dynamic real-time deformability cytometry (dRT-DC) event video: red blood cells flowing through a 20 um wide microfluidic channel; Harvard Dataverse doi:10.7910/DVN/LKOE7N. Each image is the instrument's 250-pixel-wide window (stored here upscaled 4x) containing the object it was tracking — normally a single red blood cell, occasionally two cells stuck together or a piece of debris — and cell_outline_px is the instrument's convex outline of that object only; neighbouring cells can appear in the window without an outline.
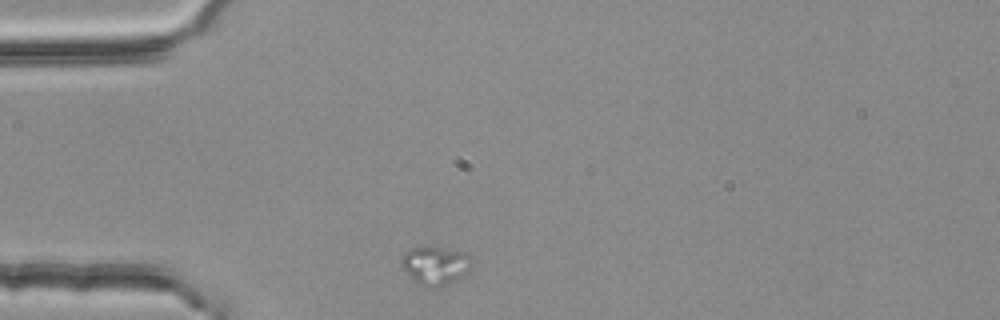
{"species": "common noctule bat (a hibernating species)", "species_latin": "Nyctalus noctula", "temperature_condition": "room temperature", "stored_images_in_passage": 1, "camera_frame_rate_fps": 3000, "um_per_image_px": 0.085, "animal": {"sex": "female", "body_mass_g": 25.1}, "frame": {"image": 1, "passage_image": 1, "time_ms": 0.0, "image_size_px": [1000, 320], "cell_outline_px": [[472, 260], [468, 272], [448, 284], [440, 288], [420, 288], [412, 280], [400, 264], [400, 260], [404, 252], [412, 248], [440, 248], [464, 252]], "centroid_in_image_um": [36.95, 22.63], "position_along_channel_um": 48.0, "area_um2": 15.84}}